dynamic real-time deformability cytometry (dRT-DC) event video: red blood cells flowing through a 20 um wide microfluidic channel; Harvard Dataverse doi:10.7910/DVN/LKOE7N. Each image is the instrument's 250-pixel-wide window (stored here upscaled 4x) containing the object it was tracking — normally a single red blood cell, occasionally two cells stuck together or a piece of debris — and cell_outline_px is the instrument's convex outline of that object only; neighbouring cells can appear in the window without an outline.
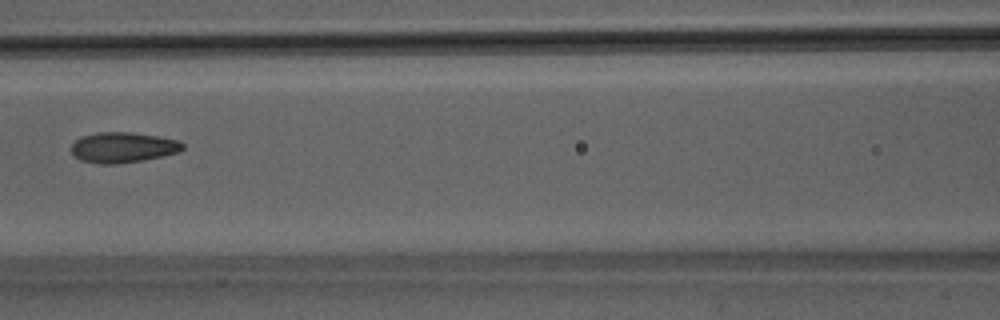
{"species": "Egyptian fruit bat (a non-hibernating species)", "species_latin": "Rousettus aegyptiacus", "temperature_condition": "room temperature", "stored_images_in_passage": 10, "camera_frame_rate_fps": 3000, "um_per_image_px": 0.085, "animal": {"sex": "male"}, "frame": {"image": 1, "passage_image": 9, "time_ms": 2.667, "image_size_px": [1000, 320], "cell_outline_px": [[184, 148], [180, 152], [140, 160], [116, 164], [100, 164], [80, 160], [72, 152], [72, 144], [80, 136], [96, 132], [132, 132], [160, 136], [180, 140], [184, 144]], "centroid_in_image_um": [10.47, 12.51], "position_along_channel_um": 156.1, "area_um2": 19.83}}